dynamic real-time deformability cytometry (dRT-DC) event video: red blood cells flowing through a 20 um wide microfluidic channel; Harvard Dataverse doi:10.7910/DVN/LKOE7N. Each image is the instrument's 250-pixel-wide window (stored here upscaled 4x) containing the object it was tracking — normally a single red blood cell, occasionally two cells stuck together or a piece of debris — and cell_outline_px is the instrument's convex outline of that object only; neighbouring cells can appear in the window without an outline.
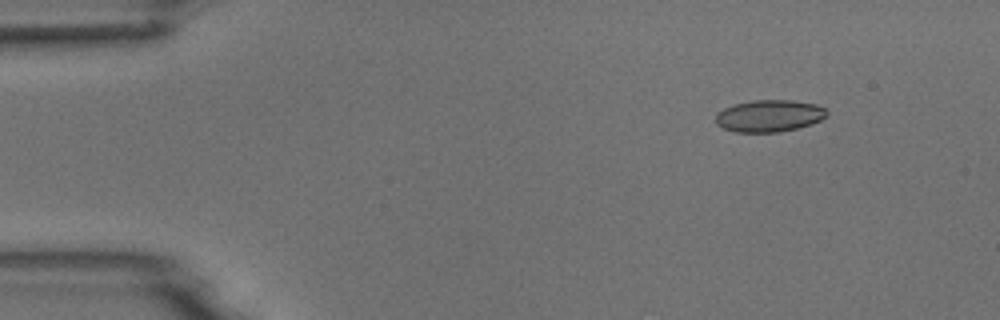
{"species": "common noctule bat (a hibernating species)", "species_latin": "Nyctalus noctula", "temperature_condition": "room temperature", "stored_images_in_passage": 7, "camera_frame_rate_fps": 3000, "um_per_image_px": 0.085, "animal": {"sex": "male", "body_mass_g": 18.8}, "frame": {"image": 1, "passage_image": 1, "time_ms": 0.0, "image_size_px": [1000, 320], "cell_outline_px": [[828, 116], [812, 124], [780, 132], [736, 132], [724, 128], [716, 124], [716, 112], [732, 104], [752, 100], [792, 100], [816, 104], [824, 108], [828, 112]], "centroid_in_image_um": [65.38, 9.84], "position_along_channel_um": 19.6, "area_um2": 20.87}}
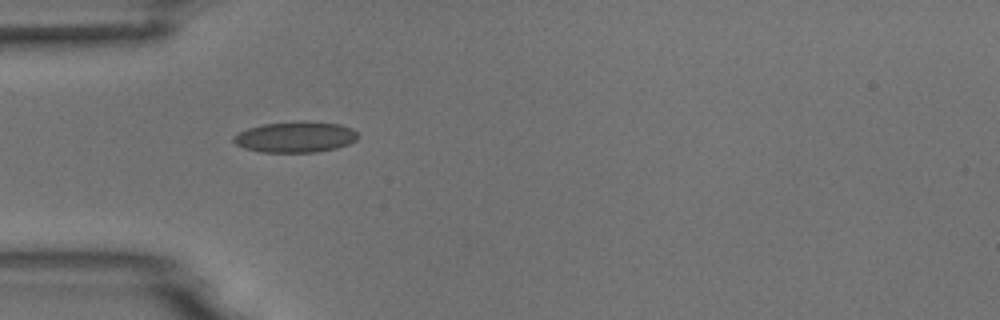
{"frame": {"image": 2, "passage_image": 4, "time_ms": 1.0, "image_size_px": [1000, 320], "cell_outline_px": [[360, 136], [356, 140], [348, 144], [336, 148], [316, 152], [260, 152], [244, 148], [236, 144], [232, 140], [232, 136], [248, 128], [264, 124], [300, 120], [304, 120], [340, 124], [352, 128]], "centroid_in_image_um": [25.12, 11.63], "position_along_channel_um": 59.9, "area_um2": 22.6}}